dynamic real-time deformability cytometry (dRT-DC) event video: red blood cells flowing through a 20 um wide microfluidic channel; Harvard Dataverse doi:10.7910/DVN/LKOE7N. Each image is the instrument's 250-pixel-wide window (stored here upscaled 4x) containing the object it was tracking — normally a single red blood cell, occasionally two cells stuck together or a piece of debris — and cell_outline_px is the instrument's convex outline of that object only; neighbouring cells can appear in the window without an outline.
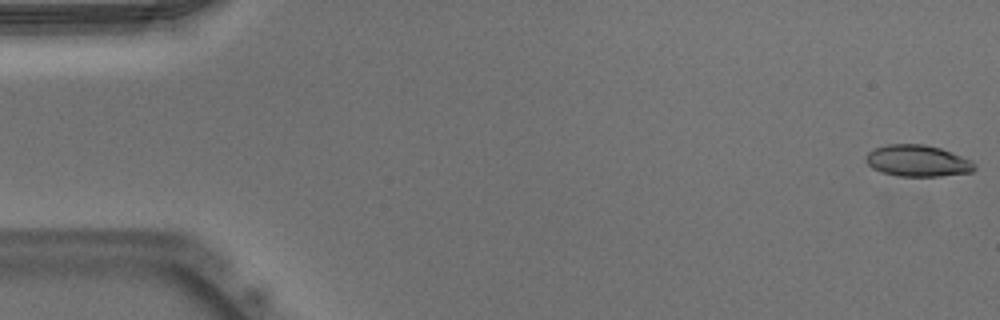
{"species": "Egyptian fruit bat (a non-hibernating species)", "species_latin": "Rousettus aegyptiacus", "temperature_condition": "warm", "stored_images_in_passage": 51, "camera_frame_rate_fps": 3000, "um_per_image_px": 0.085, "animal": {"sex": "male"}, "frame": {"image": 1, "passage_image": 1, "time_ms": 0.0, "image_size_px": [1000, 320], "cell_outline_px": [[976, 168], [972, 172], [940, 176], [896, 176], [880, 172], [872, 168], [864, 160], [864, 156], [872, 148], [888, 144], [924, 144], [940, 148], [972, 160], [976, 164]], "centroid_in_image_um": [77.96, 13.67], "position_along_channel_um": 7.0, "area_um2": 20.23}}
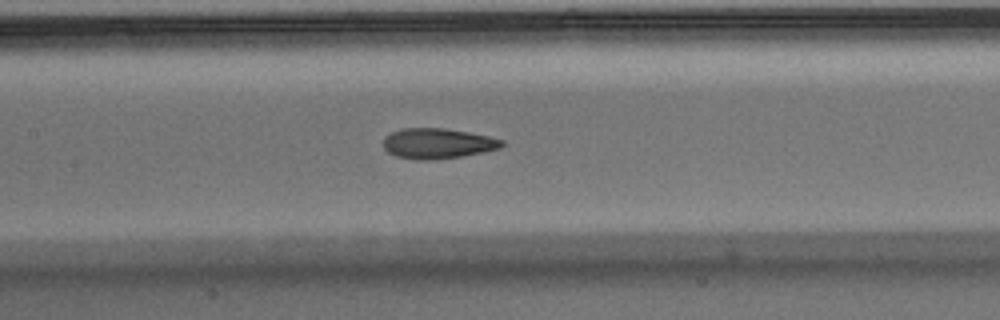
{"frame": {"image": 2, "passage_image": 24, "time_ms": 7.667, "image_size_px": [1000, 320], "cell_outline_px": [[504, 144], [500, 148], [484, 152], [460, 156], [432, 160], [416, 160], [396, 156], [388, 152], [384, 148], [384, 136], [400, 128], [444, 128], [468, 132], [488, 136], [504, 140]], "centroid_in_image_um": [37.18, 12.19], "position_along_channel_um": 170.2, "area_um2": 20.98}}
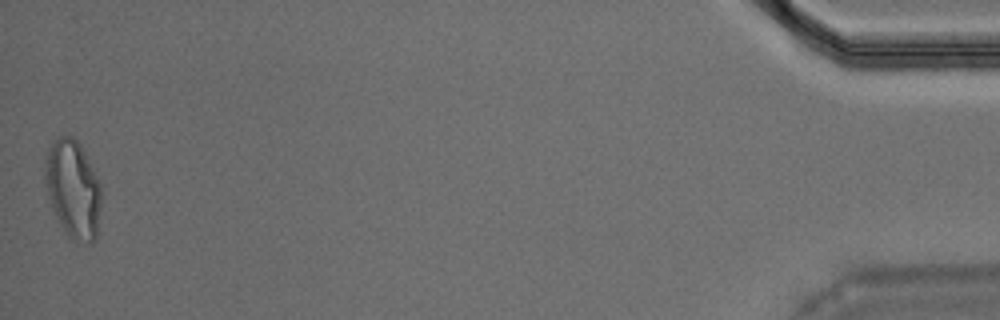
{"frame": {"image": 3, "passage_image": 51, "time_ms": 16.667, "image_size_px": [1000, 320], "cell_outline_px": [[100, 208], [96, 240], [92, 244], [72, 240], [68, 236], [60, 224], [52, 208], [44, 180], [44, 160], [52, 140], [60, 136], [76, 136], [100, 184]], "centroid_in_image_um": [6.19, 16.06], "position_along_channel_um": 429.0, "area_um2": 32.19}, "authors_computed_cell_mechanics": {"area_um2": 21.2704, "velocity_mm_per_s": 3.935, "shape_relaxation_time_tau1_ms": 7.2377, "shape_relaxation_time_tau2_ms": 1.8428, "deformation_change_tau1": 0.2214, "deformation_change_tau2": 0.0951}}